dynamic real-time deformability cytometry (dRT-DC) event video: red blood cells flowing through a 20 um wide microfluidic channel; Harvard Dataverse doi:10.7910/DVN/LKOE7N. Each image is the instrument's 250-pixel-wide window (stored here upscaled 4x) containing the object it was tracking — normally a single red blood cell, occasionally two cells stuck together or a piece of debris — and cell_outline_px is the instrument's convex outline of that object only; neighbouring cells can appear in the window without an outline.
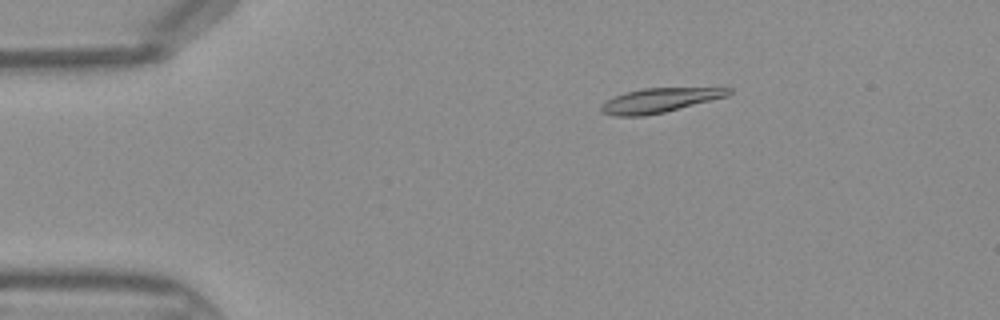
{"species": "Egyptian fruit bat (a non-hibernating species)", "species_latin": "Rousettus aegyptiacus", "temperature_condition": "warm", "stored_images_in_passage": 45, "camera_frame_rate_fps": 3000, "um_per_image_px": 0.085, "frame": {"image": 1, "passage_image": 8, "time_ms": 2.333, "image_size_px": [1000, 320], "cell_outline_px": [[732, 92], [728, 96], [664, 112], [644, 116], [616, 116], [604, 112], [600, 108], [608, 100], [624, 92], [644, 88], [732, 88]], "centroid_in_image_um": [56.09, 8.52], "position_along_channel_um": 28.9, "area_um2": 17.74}}
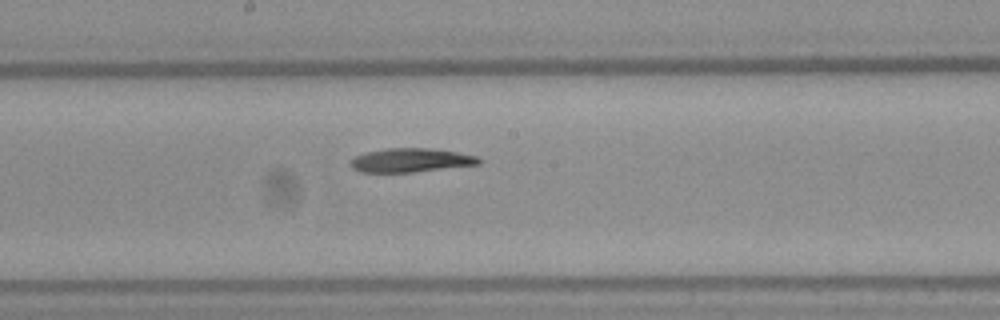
{"frame": {"image": 2, "passage_image": 24, "time_ms": 7.667, "image_size_px": [1000, 320], "cell_outline_px": [[480, 164], [412, 172], [360, 172], [352, 168], [348, 164], [356, 156], [364, 152], [384, 148], [428, 148], [456, 152], [476, 156], [480, 160]], "centroid_in_image_um": [34.85, 13.61], "position_along_channel_um": 213.3, "area_um2": 17.74}}
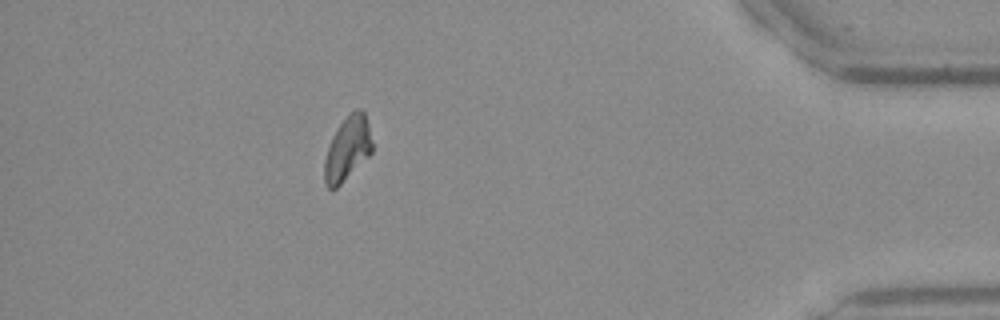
{"frame": {"image": 3, "passage_image": 40, "time_ms": 13.0, "image_size_px": [1000, 320], "cell_outline_px": [[372, 152], [336, 188], [328, 188], [324, 184], [324, 160], [332, 136], [340, 124], [356, 108], [360, 108], [364, 112], [368, 124], [372, 144]], "centroid_in_image_um": [29.52, 12.64], "position_along_channel_um": 405.7, "area_um2": 17.4}}